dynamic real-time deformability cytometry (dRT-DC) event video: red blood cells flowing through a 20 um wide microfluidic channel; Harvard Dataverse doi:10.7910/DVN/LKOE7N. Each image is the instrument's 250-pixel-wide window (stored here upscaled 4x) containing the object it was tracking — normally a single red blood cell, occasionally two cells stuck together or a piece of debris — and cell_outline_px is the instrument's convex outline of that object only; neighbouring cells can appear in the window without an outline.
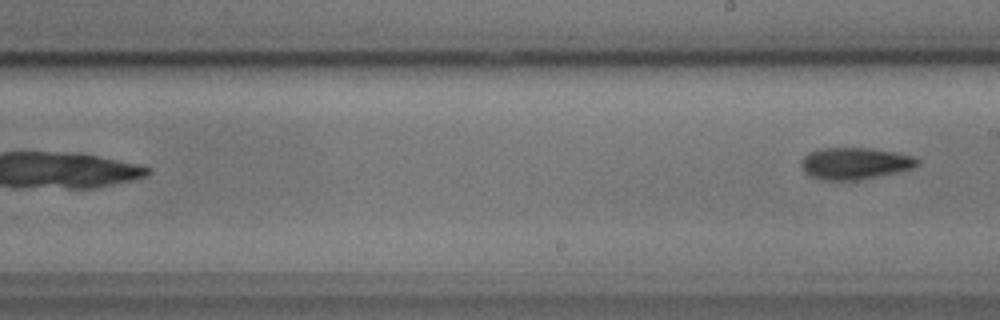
{"species": "common noctule bat (a hibernating species)", "species_latin": "Nyctalus noctula", "temperature_condition": "cold", "stored_images_in_passage": 10, "camera_frame_rate_fps": 3000, "um_per_image_px": 0.085, "animal": {"sex": "male", "body_mass_g": 17.9, "forearm_length_mm": 54.2}, "frame": {"image": 1, "passage_image": 10, "time_ms": 11.0, "image_size_px": [1000, 320], "cell_outline_px": [[920, 164], [912, 168], [896, 172], [856, 180], [820, 180], [808, 176], [804, 172], [800, 164], [800, 160], [808, 152], [820, 148], [872, 148], [912, 156], [920, 160]], "centroid_in_image_um": [72.6, 13.89], "position_along_channel_um": 216.4, "area_um2": 21.56}}